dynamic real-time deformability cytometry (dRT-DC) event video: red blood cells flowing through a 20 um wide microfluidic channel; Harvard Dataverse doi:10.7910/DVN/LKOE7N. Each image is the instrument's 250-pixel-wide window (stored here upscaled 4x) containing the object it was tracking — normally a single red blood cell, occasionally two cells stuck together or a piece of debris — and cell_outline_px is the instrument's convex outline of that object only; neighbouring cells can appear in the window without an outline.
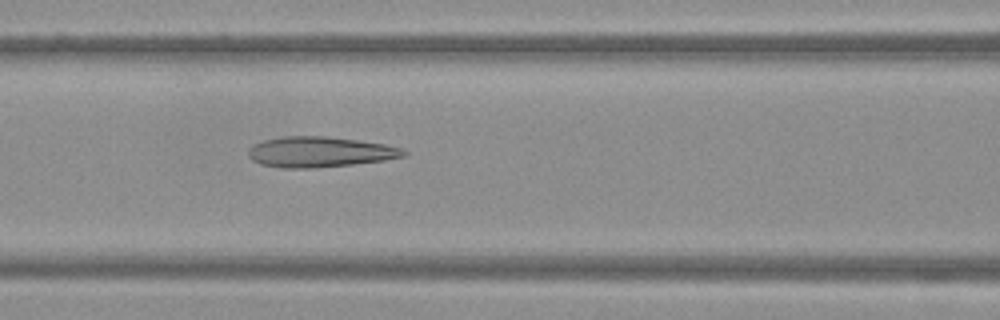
{"species": "Egyptian fruit bat (a non-hibernating species)", "species_latin": "Rousettus aegyptiacus", "temperature_condition": "warm", "stored_images_in_passage": 49, "camera_frame_rate_fps": 3000, "um_per_image_px": 0.085, "frame": {"image": 1, "passage_image": 21, "time_ms": 6.667, "image_size_px": [1000, 320], "cell_outline_px": [[408, 156], [384, 160], [352, 164], [316, 168], [280, 168], [260, 164], [252, 160], [248, 156], [248, 148], [252, 144], [264, 140], [280, 136], [328, 136], [384, 144], [400, 148], [408, 152]], "centroid_in_image_um": [27.14, 12.92], "position_along_channel_um": 139.5, "area_um2": 27.8}}
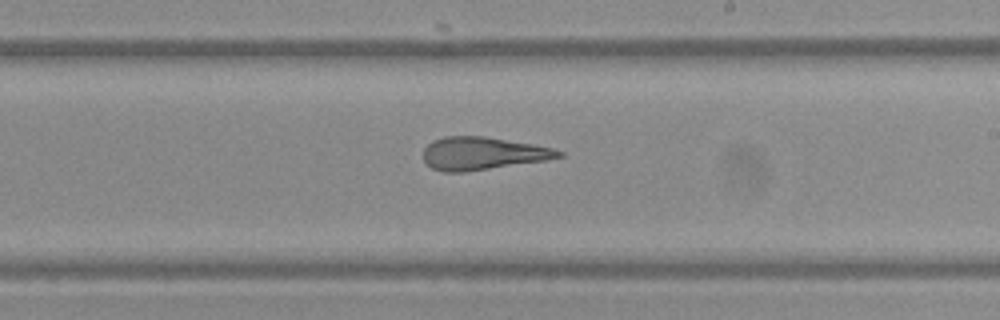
{"frame": {"image": 2, "passage_image": 29, "time_ms": 9.333, "image_size_px": [1000, 320], "cell_outline_px": [[564, 156], [548, 160], [464, 172], [444, 172], [432, 168], [424, 160], [424, 148], [432, 140], [444, 136], [484, 136], [532, 144], [552, 148], [564, 152]], "centroid_in_image_um": [41.03, 13.04], "position_along_channel_um": 248.0, "area_um2": 25.84}}
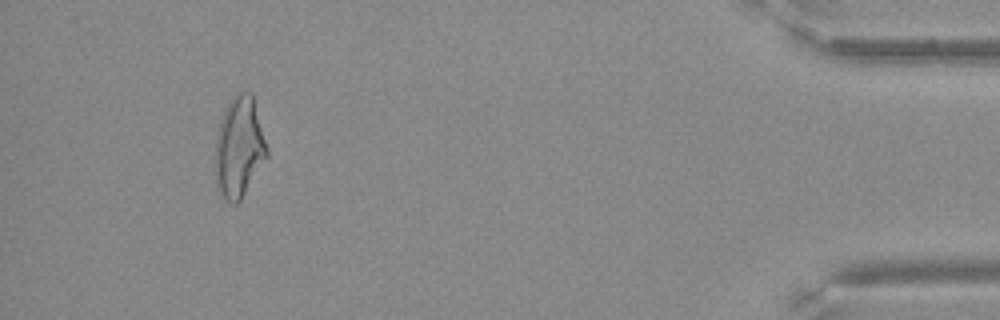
{"frame": {"image": 3, "passage_image": 46, "time_ms": 15.0, "image_size_px": [1000, 320], "cell_outline_px": [[268, 156], [240, 200], [236, 204], [232, 204], [224, 200], [216, 188], [216, 140], [220, 120], [232, 96], [236, 92], [252, 92], [268, 148]], "centroid_in_image_um": [20.33, 12.52], "position_along_channel_um": 414.9, "area_um2": 30.29}}